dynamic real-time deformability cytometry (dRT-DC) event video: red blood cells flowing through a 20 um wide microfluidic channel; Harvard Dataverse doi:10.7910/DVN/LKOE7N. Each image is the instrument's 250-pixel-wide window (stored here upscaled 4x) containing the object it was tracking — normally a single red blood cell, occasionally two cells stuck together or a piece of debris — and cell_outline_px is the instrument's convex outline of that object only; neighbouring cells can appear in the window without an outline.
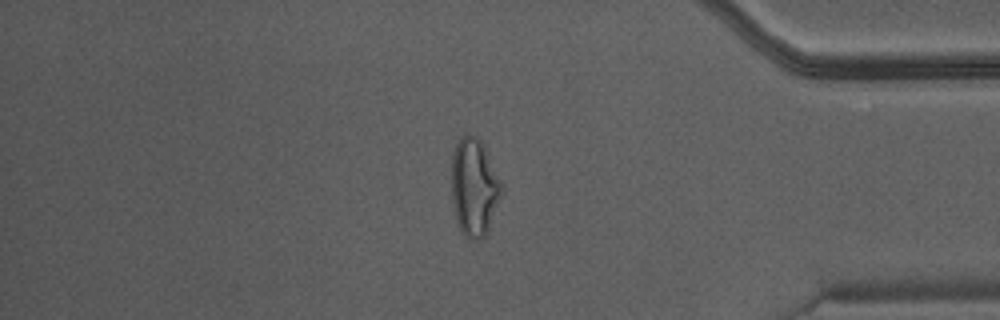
{"species": "Egyptian fruit bat (a non-hibernating species)", "species_latin": "Rousettus aegyptiacus", "temperature_condition": "warm", "stored_images_in_passage": 42, "camera_frame_rate_fps": 3000, "um_per_image_px": 0.085, "animal": {"sex": "male"}, "frame": {"image": 1, "passage_image": 36, "time_ms": 11.667, "image_size_px": [1000, 320], "cell_outline_px": [[504, 188], [488, 232], [480, 240], [472, 240], [464, 236], [460, 232], [456, 220], [452, 200], [452, 156], [456, 144], [460, 136], [468, 132], [476, 136], [484, 144]], "centroid_in_image_um": [40.31, 15.91], "position_along_channel_um": 394.9, "area_um2": 28.96}}